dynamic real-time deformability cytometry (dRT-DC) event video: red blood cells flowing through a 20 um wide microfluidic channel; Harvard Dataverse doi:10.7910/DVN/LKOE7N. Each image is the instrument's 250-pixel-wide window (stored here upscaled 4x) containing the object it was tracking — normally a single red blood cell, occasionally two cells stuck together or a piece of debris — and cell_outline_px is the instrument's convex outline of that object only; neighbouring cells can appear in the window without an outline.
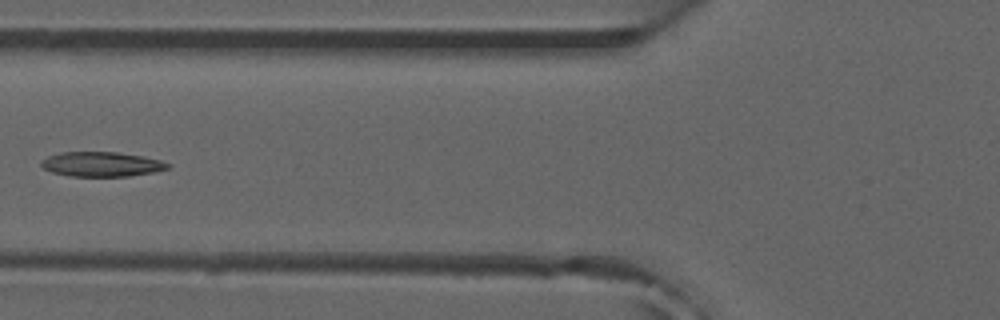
{"species": "common noctule bat (a hibernating species)", "species_latin": "Nyctalus noctula", "temperature_condition": "room temperature", "stored_images_in_passage": 3, "camera_frame_rate_fps": 3000, "um_per_image_px": 0.085, "animal": {"sex": "male", "forearm_length_mm": 52.5}, "frame": {"image": 1, "passage_image": 3, "time_ms": 0.667, "image_size_px": [1000, 320], "cell_outline_px": [[172, 164], [168, 168], [156, 172], [128, 176], [68, 176], [52, 172], [44, 168], [40, 164], [40, 160], [48, 156], [60, 152], [116, 152], [140, 156], [160, 160]], "centroid_in_image_um": [8.62, 13.96], "position_along_channel_um": 117.2, "area_um2": 18.21}}